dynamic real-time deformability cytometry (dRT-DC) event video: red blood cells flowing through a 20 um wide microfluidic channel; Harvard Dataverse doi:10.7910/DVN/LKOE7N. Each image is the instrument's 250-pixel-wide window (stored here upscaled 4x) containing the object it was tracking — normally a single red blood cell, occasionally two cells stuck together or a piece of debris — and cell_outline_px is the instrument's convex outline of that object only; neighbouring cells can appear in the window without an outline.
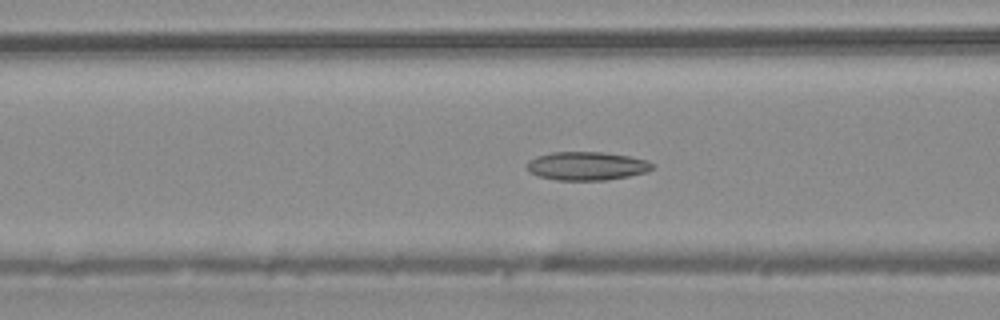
{"species": "common noctule bat (a hibernating species)", "species_latin": "Nyctalus noctula", "temperature_condition": "warm", "stored_images_in_passage": 37, "camera_frame_rate_fps": 3000, "um_per_image_px": 0.085, "animal": {"sex": "male", "body_mass_g": 20.4}, "frame": {"image": 1, "passage_image": 9, "time_ms": 2.667, "image_size_px": [1000, 320], "cell_outline_px": [[656, 168], [648, 172], [608, 180], [556, 180], [540, 176], [528, 172], [524, 164], [528, 160], [536, 156], [552, 152], [604, 152], [628, 156], [648, 160], [656, 164]], "centroid_in_image_um": [49.89, 14.1], "position_along_channel_um": 116.7, "area_um2": 21.21}}
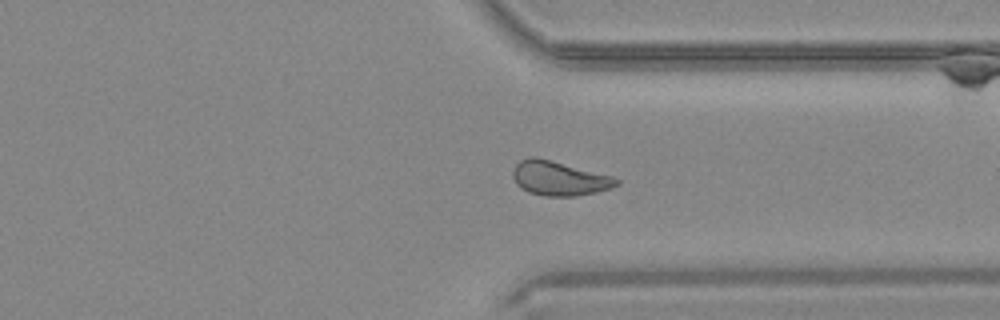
{"frame": {"image": 2, "passage_image": 26, "time_ms": 8.333, "image_size_px": [1000, 320], "cell_outline_px": [[620, 184], [612, 188], [596, 192], [576, 196], [544, 196], [528, 192], [516, 184], [512, 176], [512, 172], [516, 164], [520, 160], [528, 156], [536, 156], [612, 176], [620, 180]], "centroid_in_image_um": [47.52, 15.16], "position_along_channel_um": 363.9, "area_um2": 20.87}}
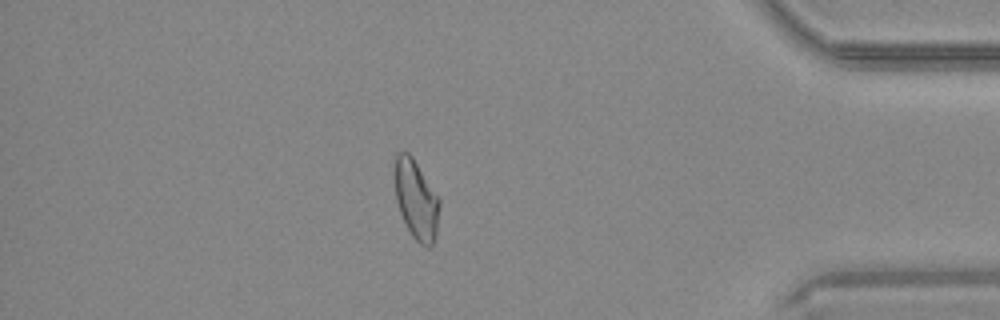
{"frame": {"image": 3, "passage_image": 31, "time_ms": 10.0, "image_size_px": [1000, 320], "cell_outline_px": [[440, 204], [436, 232], [432, 244], [428, 248], [420, 244], [412, 236], [400, 212], [396, 200], [392, 172], [396, 152], [408, 152], [412, 156], [440, 200]], "centroid_in_image_um": [35.33, 16.92], "position_along_channel_um": 399.9, "area_um2": 20.81}}